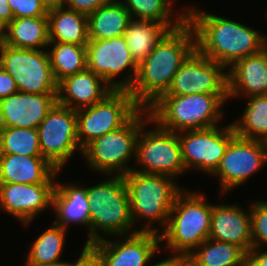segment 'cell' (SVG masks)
<instances>
[{
    "label": "cell",
    "instance_id": "3957f363",
    "mask_svg": "<svg viewBox=\"0 0 267 266\" xmlns=\"http://www.w3.org/2000/svg\"><path fill=\"white\" fill-rule=\"evenodd\" d=\"M228 94L161 95L147 109L152 124L179 133L218 126Z\"/></svg>",
    "mask_w": 267,
    "mask_h": 266
},
{
    "label": "cell",
    "instance_id": "f1b7e54d",
    "mask_svg": "<svg viewBox=\"0 0 267 266\" xmlns=\"http://www.w3.org/2000/svg\"><path fill=\"white\" fill-rule=\"evenodd\" d=\"M131 18L156 21L175 29L187 20V7L174 14L170 10L173 0H119ZM173 20V21H172ZM175 20V21H174Z\"/></svg>",
    "mask_w": 267,
    "mask_h": 266
},
{
    "label": "cell",
    "instance_id": "7bdbcfd3",
    "mask_svg": "<svg viewBox=\"0 0 267 266\" xmlns=\"http://www.w3.org/2000/svg\"><path fill=\"white\" fill-rule=\"evenodd\" d=\"M26 266H63V265H37V264H28V263H25Z\"/></svg>",
    "mask_w": 267,
    "mask_h": 266
},
{
    "label": "cell",
    "instance_id": "d590c367",
    "mask_svg": "<svg viewBox=\"0 0 267 266\" xmlns=\"http://www.w3.org/2000/svg\"><path fill=\"white\" fill-rule=\"evenodd\" d=\"M63 266H103L98 251L91 244H84L78 260L65 262Z\"/></svg>",
    "mask_w": 267,
    "mask_h": 266
},
{
    "label": "cell",
    "instance_id": "f35d334b",
    "mask_svg": "<svg viewBox=\"0 0 267 266\" xmlns=\"http://www.w3.org/2000/svg\"><path fill=\"white\" fill-rule=\"evenodd\" d=\"M246 266H267V251L252 248L246 257Z\"/></svg>",
    "mask_w": 267,
    "mask_h": 266
},
{
    "label": "cell",
    "instance_id": "ab89813d",
    "mask_svg": "<svg viewBox=\"0 0 267 266\" xmlns=\"http://www.w3.org/2000/svg\"><path fill=\"white\" fill-rule=\"evenodd\" d=\"M14 19L7 0H0V24L5 28Z\"/></svg>",
    "mask_w": 267,
    "mask_h": 266
},
{
    "label": "cell",
    "instance_id": "7402d4cb",
    "mask_svg": "<svg viewBox=\"0 0 267 266\" xmlns=\"http://www.w3.org/2000/svg\"><path fill=\"white\" fill-rule=\"evenodd\" d=\"M113 89L89 69L65 77L58 83L57 102L73 110L102 101Z\"/></svg>",
    "mask_w": 267,
    "mask_h": 266
},
{
    "label": "cell",
    "instance_id": "484cf974",
    "mask_svg": "<svg viewBox=\"0 0 267 266\" xmlns=\"http://www.w3.org/2000/svg\"><path fill=\"white\" fill-rule=\"evenodd\" d=\"M88 17V37L105 40L124 35L131 16L119 0H111L101 5Z\"/></svg>",
    "mask_w": 267,
    "mask_h": 266
},
{
    "label": "cell",
    "instance_id": "2e32d148",
    "mask_svg": "<svg viewBox=\"0 0 267 266\" xmlns=\"http://www.w3.org/2000/svg\"><path fill=\"white\" fill-rule=\"evenodd\" d=\"M160 243V234L138 231L117 236L114 241L106 237L91 245L98 251L103 266H147L162 250Z\"/></svg>",
    "mask_w": 267,
    "mask_h": 266
},
{
    "label": "cell",
    "instance_id": "ba28073f",
    "mask_svg": "<svg viewBox=\"0 0 267 266\" xmlns=\"http://www.w3.org/2000/svg\"><path fill=\"white\" fill-rule=\"evenodd\" d=\"M149 118L141 127L136 143V165L134 171L166 175L175 179L186 172L182 160L181 145L178 133L166 130L158 124L155 129L148 130Z\"/></svg>",
    "mask_w": 267,
    "mask_h": 266
},
{
    "label": "cell",
    "instance_id": "8fae6325",
    "mask_svg": "<svg viewBox=\"0 0 267 266\" xmlns=\"http://www.w3.org/2000/svg\"><path fill=\"white\" fill-rule=\"evenodd\" d=\"M37 130L42 157L59 171L76 151L82 154L77 137L76 110L56 102Z\"/></svg>",
    "mask_w": 267,
    "mask_h": 266
},
{
    "label": "cell",
    "instance_id": "30bf717a",
    "mask_svg": "<svg viewBox=\"0 0 267 266\" xmlns=\"http://www.w3.org/2000/svg\"><path fill=\"white\" fill-rule=\"evenodd\" d=\"M0 66L25 93H58L48 51L22 49L0 43Z\"/></svg>",
    "mask_w": 267,
    "mask_h": 266
},
{
    "label": "cell",
    "instance_id": "4fadbf2b",
    "mask_svg": "<svg viewBox=\"0 0 267 266\" xmlns=\"http://www.w3.org/2000/svg\"><path fill=\"white\" fill-rule=\"evenodd\" d=\"M235 135L232 123L223 128L212 126L179 132L178 138L186 171L194 168L213 176Z\"/></svg>",
    "mask_w": 267,
    "mask_h": 266
},
{
    "label": "cell",
    "instance_id": "d4e9b609",
    "mask_svg": "<svg viewBox=\"0 0 267 266\" xmlns=\"http://www.w3.org/2000/svg\"><path fill=\"white\" fill-rule=\"evenodd\" d=\"M49 42L48 17L14 18L4 28L3 43L15 48L46 49Z\"/></svg>",
    "mask_w": 267,
    "mask_h": 266
},
{
    "label": "cell",
    "instance_id": "9c48e42d",
    "mask_svg": "<svg viewBox=\"0 0 267 266\" xmlns=\"http://www.w3.org/2000/svg\"><path fill=\"white\" fill-rule=\"evenodd\" d=\"M140 108L129 90H113L102 101L76 110L80 148L123 126Z\"/></svg>",
    "mask_w": 267,
    "mask_h": 266
},
{
    "label": "cell",
    "instance_id": "8d00e7d4",
    "mask_svg": "<svg viewBox=\"0 0 267 266\" xmlns=\"http://www.w3.org/2000/svg\"><path fill=\"white\" fill-rule=\"evenodd\" d=\"M110 1L111 0H61L60 3L69 9L88 16L97 10L101 5H104Z\"/></svg>",
    "mask_w": 267,
    "mask_h": 266
},
{
    "label": "cell",
    "instance_id": "5b68a950",
    "mask_svg": "<svg viewBox=\"0 0 267 266\" xmlns=\"http://www.w3.org/2000/svg\"><path fill=\"white\" fill-rule=\"evenodd\" d=\"M130 200V210L135 227L137 220L146 219L138 231L160 234L168 223L169 213L177 196L183 191L175 179L166 175L142 173L131 170L124 176ZM161 223L158 227L152 224ZM157 228V229H156Z\"/></svg>",
    "mask_w": 267,
    "mask_h": 266
},
{
    "label": "cell",
    "instance_id": "74e56055",
    "mask_svg": "<svg viewBox=\"0 0 267 266\" xmlns=\"http://www.w3.org/2000/svg\"><path fill=\"white\" fill-rule=\"evenodd\" d=\"M18 91L13 77L0 66V100Z\"/></svg>",
    "mask_w": 267,
    "mask_h": 266
},
{
    "label": "cell",
    "instance_id": "836d02e7",
    "mask_svg": "<svg viewBox=\"0 0 267 266\" xmlns=\"http://www.w3.org/2000/svg\"><path fill=\"white\" fill-rule=\"evenodd\" d=\"M252 248L267 246V201L251 202Z\"/></svg>",
    "mask_w": 267,
    "mask_h": 266
},
{
    "label": "cell",
    "instance_id": "e0dca14e",
    "mask_svg": "<svg viewBox=\"0 0 267 266\" xmlns=\"http://www.w3.org/2000/svg\"><path fill=\"white\" fill-rule=\"evenodd\" d=\"M55 183H0V210L29 226L35 216L52 206Z\"/></svg>",
    "mask_w": 267,
    "mask_h": 266
},
{
    "label": "cell",
    "instance_id": "e575fe53",
    "mask_svg": "<svg viewBox=\"0 0 267 266\" xmlns=\"http://www.w3.org/2000/svg\"><path fill=\"white\" fill-rule=\"evenodd\" d=\"M14 18L47 17L50 3L47 0H7Z\"/></svg>",
    "mask_w": 267,
    "mask_h": 266
},
{
    "label": "cell",
    "instance_id": "1f68e13d",
    "mask_svg": "<svg viewBox=\"0 0 267 266\" xmlns=\"http://www.w3.org/2000/svg\"><path fill=\"white\" fill-rule=\"evenodd\" d=\"M66 229L52 226L36 238L31 244L26 263L37 265H63L61 256L65 244Z\"/></svg>",
    "mask_w": 267,
    "mask_h": 266
},
{
    "label": "cell",
    "instance_id": "8992f818",
    "mask_svg": "<svg viewBox=\"0 0 267 266\" xmlns=\"http://www.w3.org/2000/svg\"><path fill=\"white\" fill-rule=\"evenodd\" d=\"M87 196L90 202L91 244L105 239V235L112 238L138 232L133 229L130 200L123 176L113 173L108 179L87 187Z\"/></svg>",
    "mask_w": 267,
    "mask_h": 266
},
{
    "label": "cell",
    "instance_id": "cb8c5ba5",
    "mask_svg": "<svg viewBox=\"0 0 267 266\" xmlns=\"http://www.w3.org/2000/svg\"><path fill=\"white\" fill-rule=\"evenodd\" d=\"M47 17L50 42L87 45V15L69 9L59 2L50 4Z\"/></svg>",
    "mask_w": 267,
    "mask_h": 266
},
{
    "label": "cell",
    "instance_id": "ac0fdd59",
    "mask_svg": "<svg viewBox=\"0 0 267 266\" xmlns=\"http://www.w3.org/2000/svg\"><path fill=\"white\" fill-rule=\"evenodd\" d=\"M57 102V93L18 91L0 100V127L37 129Z\"/></svg>",
    "mask_w": 267,
    "mask_h": 266
},
{
    "label": "cell",
    "instance_id": "4dcf8cb0",
    "mask_svg": "<svg viewBox=\"0 0 267 266\" xmlns=\"http://www.w3.org/2000/svg\"><path fill=\"white\" fill-rule=\"evenodd\" d=\"M243 115L232 122L235 134L248 139L267 142V95L248 97Z\"/></svg>",
    "mask_w": 267,
    "mask_h": 266
},
{
    "label": "cell",
    "instance_id": "d6986e66",
    "mask_svg": "<svg viewBox=\"0 0 267 266\" xmlns=\"http://www.w3.org/2000/svg\"><path fill=\"white\" fill-rule=\"evenodd\" d=\"M240 206L212 205L209 239L240 246L247 254L252 249L251 214Z\"/></svg>",
    "mask_w": 267,
    "mask_h": 266
},
{
    "label": "cell",
    "instance_id": "9a60e30c",
    "mask_svg": "<svg viewBox=\"0 0 267 266\" xmlns=\"http://www.w3.org/2000/svg\"><path fill=\"white\" fill-rule=\"evenodd\" d=\"M228 94L226 68L195 49L175 74L168 91L162 95Z\"/></svg>",
    "mask_w": 267,
    "mask_h": 266
},
{
    "label": "cell",
    "instance_id": "d6a6232c",
    "mask_svg": "<svg viewBox=\"0 0 267 266\" xmlns=\"http://www.w3.org/2000/svg\"><path fill=\"white\" fill-rule=\"evenodd\" d=\"M0 154L42 156L38 130L0 127Z\"/></svg>",
    "mask_w": 267,
    "mask_h": 266
},
{
    "label": "cell",
    "instance_id": "60d3db41",
    "mask_svg": "<svg viewBox=\"0 0 267 266\" xmlns=\"http://www.w3.org/2000/svg\"><path fill=\"white\" fill-rule=\"evenodd\" d=\"M182 262V259L175 256H171L160 262L158 261V263L156 262L153 265L151 264L150 266H180ZM147 266H149V264Z\"/></svg>",
    "mask_w": 267,
    "mask_h": 266
},
{
    "label": "cell",
    "instance_id": "ffe728a7",
    "mask_svg": "<svg viewBox=\"0 0 267 266\" xmlns=\"http://www.w3.org/2000/svg\"><path fill=\"white\" fill-rule=\"evenodd\" d=\"M228 100L267 95V47L227 68Z\"/></svg>",
    "mask_w": 267,
    "mask_h": 266
},
{
    "label": "cell",
    "instance_id": "7c38bea8",
    "mask_svg": "<svg viewBox=\"0 0 267 266\" xmlns=\"http://www.w3.org/2000/svg\"><path fill=\"white\" fill-rule=\"evenodd\" d=\"M86 49L87 69L100 76L113 90H130L137 76L138 64L133 60L124 36L89 39ZM129 67L126 77L115 81Z\"/></svg>",
    "mask_w": 267,
    "mask_h": 266
},
{
    "label": "cell",
    "instance_id": "44dd1931",
    "mask_svg": "<svg viewBox=\"0 0 267 266\" xmlns=\"http://www.w3.org/2000/svg\"><path fill=\"white\" fill-rule=\"evenodd\" d=\"M56 215L54 224L63 229L68 225H84L88 229V239L85 244H91L90 202L87 188L75 183H55L52 194V206Z\"/></svg>",
    "mask_w": 267,
    "mask_h": 266
},
{
    "label": "cell",
    "instance_id": "277c9868",
    "mask_svg": "<svg viewBox=\"0 0 267 266\" xmlns=\"http://www.w3.org/2000/svg\"><path fill=\"white\" fill-rule=\"evenodd\" d=\"M203 192L183 190L176 198L169 213L166 228L160 240L172 256L184 260L209 237L212 205Z\"/></svg>",
    "mask_w": 267,
    "mask_h": 266
},
{
    "label": "cell",
    "instance_id": "f6af8a7d",
    "mask_svg": "<svg viewBox=\"0 0 267 266\" xmlns=\"http://www.w3.org/2000/svg\"><path fill=\"white\" fill-rule=\"evenodd\" d=\"M180 266H187L184 262H182L181 264H180Z\"/></svg>",
    "mask_w": 267,
    "mask_h": 266
},
{
    "label": "cell",
    "instance_id": "6da1fadb",
    "mask_svg": "<svg viewBox=\"0 0 267 266\" xmlns=\"http://www.w3.org/2000/svg\"><path fill=\"white\" fill-rule=\"evenodd\" d=\"M195 49V31L188 20L169 30L138 65L136 79L129 90L135 102L147 109L166 93L178 69Z\"/></svg>",
    "mask_w": 267,
    "mask_h": 266
},
{
    "label": "cell",
    "instance_id": "ee69618b",
    "mask_svg": "<svg viewBox=\"0 0 267 266\" xmlns=\"http://www.w3.org/2000/svg\"><path fill=\"white\" fill-rule=\"evenodd\" d=\"M50 4L59 3L61 0H47Z\"/></svg>",
    "mask_w": 267,
    "mask_h": 266
},
{
    "label": "cell",
    "instance_id": "4316f807",
    "mask_svg": "<svg viewBox=\"0 0 267 266\" xmlns=\"http://www.w3.org/2000/svg\"><path fill=\"white\" fill-rule=\"evenodd\" d=\"M246 257L238 245L207 238L183 262L187 266H246Z\"/></svg>",
    "mask_w": 267,
    "mask_h": 266
},
{
    "label": "cell",
    "instance_id": "52a82bcc",
    "mask_svg": "<svg viewBox=\"0 0 267 266\" xmlns=\"http://www.w3.org/2000/svg\"><path fill=\"white\" fill-rule=\"evenodd\" d=\"M150 118L148 109L140 108L123 126L93 140L82 151L90 170L124 176L134 167L136 143L142 125Z\"/></svg>",
    "mask_w": 267,
    "mask_h": 266
},
{
    "label": "cell",
    "instance_id": "7a4b0ae2",
    "mask_svg": "<svg viewBox=\"0 0 267 266\" xmlns=\"http://www.w3.org/2000/svg\"><path fill=\"white\" fill-rule=\"evenodd\" d=\"M187 20L195 31L196 49L226 69L267 47V35L199 8L187 7Z\"/></svg>",
    "mask_w": 267,
    "mask_h": 266
},
{
    "label": "cell",
    "instance_id": "b9f144b4",
    "mask_svg": "<svg viewBox=\"0 0 267 266\" xmlns=\"http://www.w3.org/2000/svg\"><path fill=\"white\" fill-rule=\"evenodd\" d=\"M4 40V28L0 24V43Z\"/></svg>",
    "mask_w": 267,
    "mask_h": 266
},
{
    "label": "cell",
    "instance_id": "603a6c76",
    "mask_svg": "<svg viewBox=\"0 0 267 266\" xmlns=\"http://www.w3.org/2000/svg\"><path fill=\"white\" fill-rule=\"evenodd\" d=\"M59 173L42 156L0 154V183H56Z\"/></svg>",
    "mask_w": 267,
    "mask_h": 266
},
{
    "label": "cell",
    "instance_id": "5bb4252c",
    "mask_svg": "<svg viewBox=\"0 0 267 266\" xmlns=\"http://www.w3.org/2000/svg\"><path fill=\"white\" fill-rule=\"evenodd\" d=\"M266 163V142L235 135L213 174L220 178L221 195L247 182Z\"/></svg>",
    "mask_w": 267,
    "mask_h": 266
},
{
    "label": "cell",
    "instance_id": "83f0119b",
    "mask_svg": "<svg viewBox=\"0 0 267 266\" xmlns=\"http://www.w3.org/2000/svg\"><path fill=\"white\" fill-rule=\"evenodd\" d=\"M169 30L156 21L131 18L123 36L133 60L139 65Z\"/></svg>",
    "mask_w": 267,
    "mask_h": 266
},
{
    "label": "cell",
    "instance_id": "f546056e",
    "mask_svg": "<svg viewBox=\"0 0 267 266\" xmlns=\"http://www.w3.org/2000/svg\"><path fill=\"white\" fill-rule=\"evenodd\" d=\"M48 50L50 64L57 83L65 77L80 73L87 69L86 45L49 42Z\"/></svg>",
    "mask_w": 267,
    "mask_h": 266
}]
</instances>
